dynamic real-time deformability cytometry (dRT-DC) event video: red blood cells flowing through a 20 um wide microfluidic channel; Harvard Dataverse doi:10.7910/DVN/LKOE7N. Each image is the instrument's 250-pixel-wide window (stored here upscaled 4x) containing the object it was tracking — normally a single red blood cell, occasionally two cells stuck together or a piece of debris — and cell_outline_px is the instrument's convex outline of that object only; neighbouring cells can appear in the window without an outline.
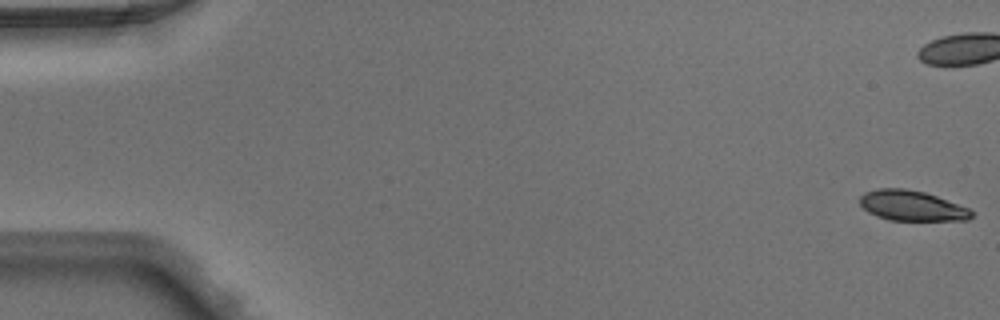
{"species": "Egyptian fruit bat (a non-hibernating species)", "species_latin": "Rousettus aegyptiacus", "temperature_condition": "warm", "stored_images_in_passage": 50, "camera_frame_rate_fps": 3000, "um_per_image_px": 0.085, "animal": {"sex": "male"}, "frame": {"image": 1, "passage_image": 1, "time_ms": 0.0, "image_size_px": [1000, 320], "cell_outline_px": [[972, 216], [968, 220], [888, 220], [876, 216], [868, 212], [860, 204], [860, 196], [864, 192], [880, 188], [904, 188], [924, 192], [936, 196], [968, 208], [972, 212]], "centroid_in_image_um": [77.46, 17.48], "position_along_channel_um": 7.5, "area_um2": 19.54}}